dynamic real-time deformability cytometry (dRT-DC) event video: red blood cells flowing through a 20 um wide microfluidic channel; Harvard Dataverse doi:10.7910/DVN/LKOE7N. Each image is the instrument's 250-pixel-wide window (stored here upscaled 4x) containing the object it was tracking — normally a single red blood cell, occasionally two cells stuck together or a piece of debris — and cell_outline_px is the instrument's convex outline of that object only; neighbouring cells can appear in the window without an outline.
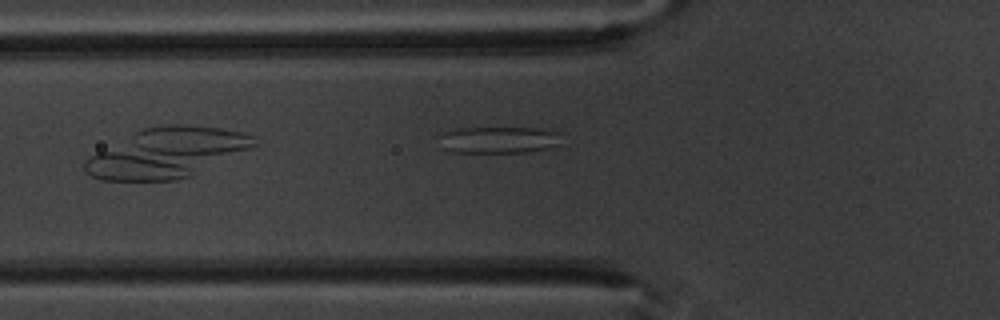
{"species": "common noctule bat (a hibernating species)", "species_latin": "Nyctalus noctula", "temperature_condition": "warm", "stored_images_in_passage": 7, "camera_frame_rate_fps": 3000, "um_per_image_px": 0.085, "animal": {"sex": "male", "body_mass_g": 20.1, "forearm_length_mm": 53.5}, "frame": {"image": 1, "passage_image": 7, "time_ms": 7.0, "image_size_px": [1000, 320], "cell_outline_px": [[560, 144], [548, 148], [528, 152], [452, 152], [444, 148], [440, 136], [444, 132], [456, 128], [540, 128], [560, 132]], "centroid_in_image_um": [42.44, 11.88], "position_along_channel_um": 83.4, "area_um2": 18.96}}